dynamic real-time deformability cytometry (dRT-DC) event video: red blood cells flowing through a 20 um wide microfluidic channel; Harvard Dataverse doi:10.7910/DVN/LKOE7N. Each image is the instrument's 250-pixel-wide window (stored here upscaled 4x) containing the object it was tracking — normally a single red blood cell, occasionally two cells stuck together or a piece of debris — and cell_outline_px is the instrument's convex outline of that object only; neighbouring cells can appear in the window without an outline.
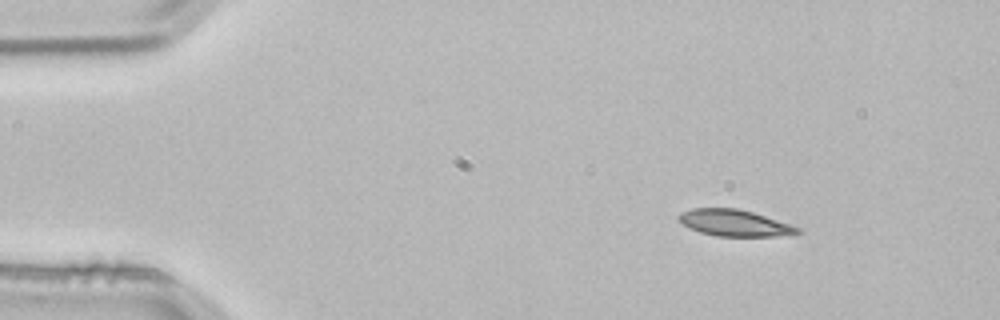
{"species": "common noctule bat (a hibernating species)", "species_latin": "Nyctalus noctula", "temperature_condition": "room temperature", "stored_images_in_passage": 3, "camera_frame_rate_fps": 3000, "um_per_image_px": 0.085, "animal": {"sex": "male", "body_mass_g": 21.5, "forearm_length_mm": 52.0}, "frame": {"image": 1, "passage_image": 1, "time_ms": 0.0, "image_size_px": [1000, 320], "cell_outline_px": [[804, 232], [776, 236], [716, 236], [700, 232], [684, 224], [680, 220], [680, 212], [692, 208], [736, 208], [752, 212], [800, 228]], "centroid_in_image_um": [62.43, 18.95], "position_along_channel_um": 22.6, "area_um2": 17.92}}
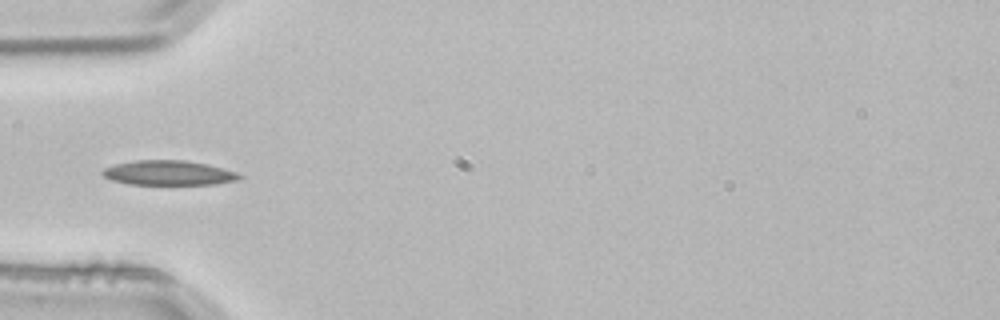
{"frame": {"image": 2, "passage_image": 3, "time_ms": 0.667, "image_size_px": [1000, 320], "cell_outline_px": [[244, 176], [240, 180], [216, 184], [128, 184], [112, 180], [104, 176], [100, 172], [104, 168], [116, 164], [136, 160], [184, 160], [204, 164], [236, 172]], "centroid_in_image_um": [14.33, 14.7], "position_along_channel_um": 70.7, "area_um2": 19.54}}